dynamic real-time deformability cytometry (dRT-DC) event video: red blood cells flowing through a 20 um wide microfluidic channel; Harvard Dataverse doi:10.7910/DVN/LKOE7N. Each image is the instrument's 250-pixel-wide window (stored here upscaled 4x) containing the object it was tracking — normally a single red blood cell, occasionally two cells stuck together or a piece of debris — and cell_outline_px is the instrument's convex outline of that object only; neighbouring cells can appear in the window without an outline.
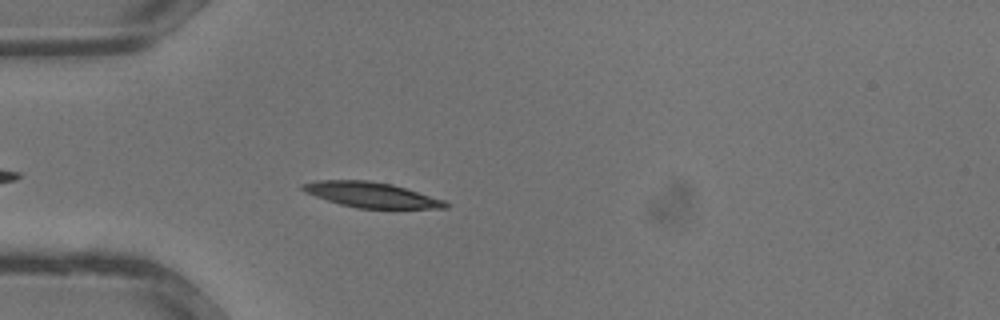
{"species": "common noctule bat (a hibernating species)", "species_latin": "Nyctalus noctula", "temperature_condition": "warm", "stored_images_in_passage": 23, "camera_frame_rate_fps": 3000, "um_per_image_px": 0.085, "animal": {"sex": "male", "body_mass_g": 13.3}, "frame": {"image": 1, "passage_image": 3, "time_ms": 0.667, "image_size_px": [1000, 320], "cell_outline_px": [[448, 208], [356, 208], [340, 204], [304, 192], [300, 188], [300, 184], [316, 180], [368, 180], [392, 184], [444, 200], [448, 204]], "centroid_in_image_um": [31.51, 16.55], "position_along_channel_um": 53.5, "area_um2": 20.87}}
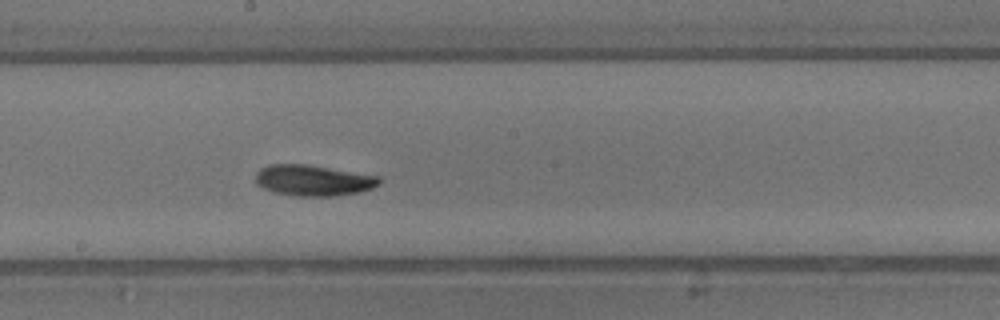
{"frame": {"image": 2, "passage_image": 12, "time_ms": 3.667, "image_size_px": [1000, 320], "cell_outline_px": [[380, 184], [372, 188], [360, 192], [336, 196], [296, 196], [272, 192], [256, 184], [256, 172], [260, 168], [268, 164], [304, 164], [380, 176]], "centroid_in_image_um": [26.61, 15.34], "position_along_channel_um": 221.6, "area_um2": 22.37}}
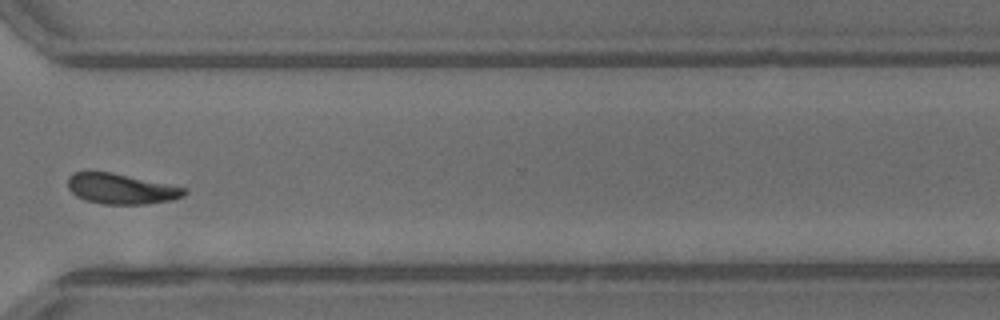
{"frame": {"image": 3, "passage_image": 19, "time_ms": 6.0, "image_size_px": [1000, 320], "cell_outline_px": [[188, 192], [184, 196], [172, 200], [144, 204], [104, 204], [84, 200], [76, 196], [68, 188], [68, 176], [72, 172], [84, 168], [88, 168], [112, 172], [188, 188]], "centroid_in_image_um": [10.23, 16.0], "position_along_channel_um": 360.4, "area_um2": 21.39}}